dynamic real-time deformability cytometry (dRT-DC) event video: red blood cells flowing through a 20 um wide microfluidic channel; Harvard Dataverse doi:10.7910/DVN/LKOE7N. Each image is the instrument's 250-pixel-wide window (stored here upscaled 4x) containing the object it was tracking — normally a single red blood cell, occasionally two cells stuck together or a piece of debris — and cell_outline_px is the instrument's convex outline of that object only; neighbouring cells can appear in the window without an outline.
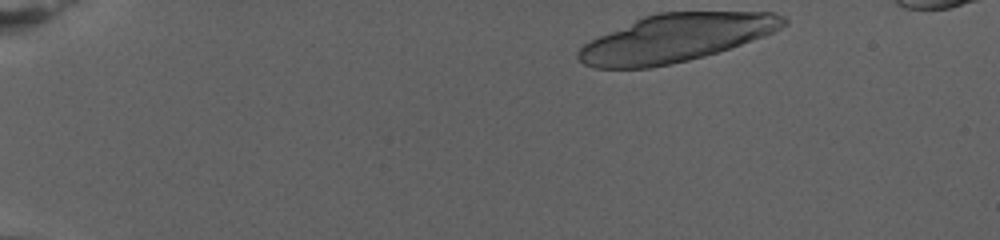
{"species": "human", "species_latin": "Homo sapiens", "temperature_condition": "warm", "stored_images_in_passage": 24, "segment_of_instrument_passage": [1, 2], "camera_frame_rate_fps": 3000, "um_per_image_px": 0.085, "donor": {"sex": "female"}, "frame": {"image": 1, "passage_image": 1, "time_ms": 0.0, "image_size_px": [1000, 240], "cell_outline_px": [[788, 24], [764, 36], [704, 56], [688, 60], [648, 68], [596, 68], [584, 64], [576, 56], [576, 52], [584, 44], [600, 36], [644, 16], [656, 12], [772, 12], [784, 16], [788, 20]], "centroid_in_image_um": [57.46, 3.22], "position_along_channel_um": 27.5, "area_um2": 56.41}}